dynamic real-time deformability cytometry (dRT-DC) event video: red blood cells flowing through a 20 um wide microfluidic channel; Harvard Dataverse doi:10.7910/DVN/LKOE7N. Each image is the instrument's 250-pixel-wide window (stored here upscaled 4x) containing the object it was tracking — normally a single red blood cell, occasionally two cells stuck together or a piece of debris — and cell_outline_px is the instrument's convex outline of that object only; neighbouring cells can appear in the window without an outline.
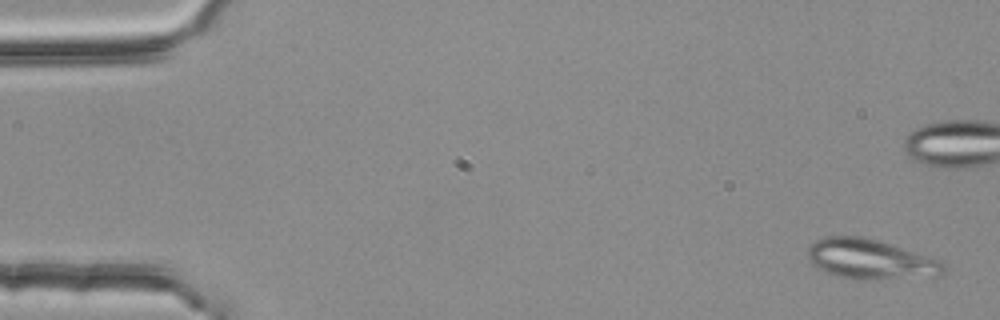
{"species": "common noctule bat (a hibernating species)", "species_latin": "Nyctalus noctula", "temperature_condition": "room temperature", "stored_images_in_passage": 6, "camera_frame_rate_fps": 3000, "um_per_image_px": 0.085, "animal": {"sex": "female", "body_mass_g": 25.1}, "frame": {"image": 1, "passage_image": 1, "time_ms": 0.0, "image_size_px": [1000, 320], "cell_outline_px": [[944, 272], [940, 276], [864, 280], [836, 276], [816, 268], [812, 264], [808, 256], [808, 248], [816, 240], [824, 236], [864, 236], [892, 244], [928, 256], [944, 264]], "centroid_in_image_um": [73.95, 22.03], "position_along_channel_um": 11.0, "area_um2": 31.62}}
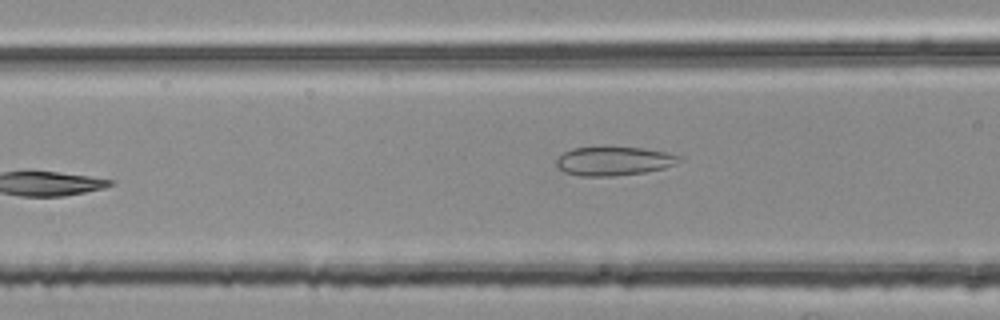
{"frame": {"image": 2, "passage_image": 6, "time_ms": 1.667, "image_size_px": [1000, 320], "cell_outline_px": [[684, 156], [680, 160], [664, 168], [644, 172], [612, 176], [580, 176], [564, 172], [556, 168], [556, 160], [564, 152], [572, 148], [604, 144], [640, 148], [668, 152]], "centroid_in_image_um": [52.12, 13.64], "position_along_channel_um": 114.5, "area_um2": 21.39}}